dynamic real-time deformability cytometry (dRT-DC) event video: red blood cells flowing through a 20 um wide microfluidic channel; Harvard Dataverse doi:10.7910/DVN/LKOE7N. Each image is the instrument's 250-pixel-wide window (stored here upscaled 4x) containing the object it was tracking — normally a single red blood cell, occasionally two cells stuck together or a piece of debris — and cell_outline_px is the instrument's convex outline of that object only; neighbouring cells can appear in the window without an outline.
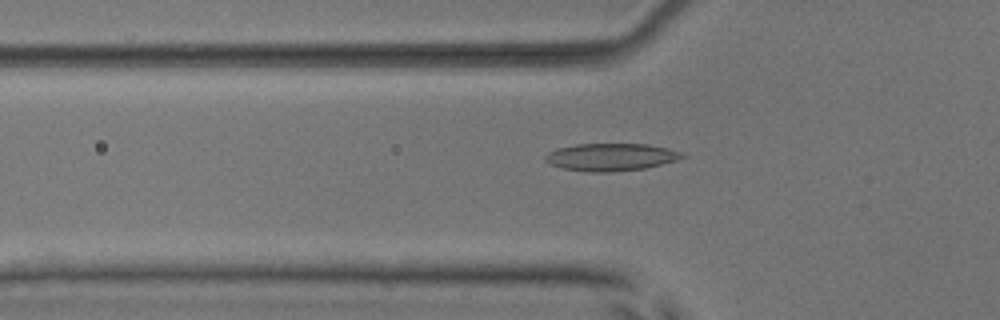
{"species": "common noctule bat (a hibernating species)", "species_latin": "Nyctalus noctula", "temperature_condition": "room temperature", "stored_images_in_passage": 26, "camera_frame_rate_fps": 3000, "um_per_image_px": 0.085, "animal": {"sex": "male", "body_mass_g": 17.9, "forearm_length_mm": 54.2}, "frame": {"image": 1, "passage_image": 2, "time_ms": 0.333, "image_size_px": [1000, 320], "cell_outline_px": [[688, 156], [676, 160], [644, 168], [608, 172], [588, 172], [564, 168], [552, 164], [544, 160], [544, 156], [548, 152], [556, 148], [576, 144], [648, 144], [668, 148], [684, 152]], "centroid_in_image_um": [51.94, 13.34], "position_along_channel_um": 73.9, "area_um2": 21.91}}
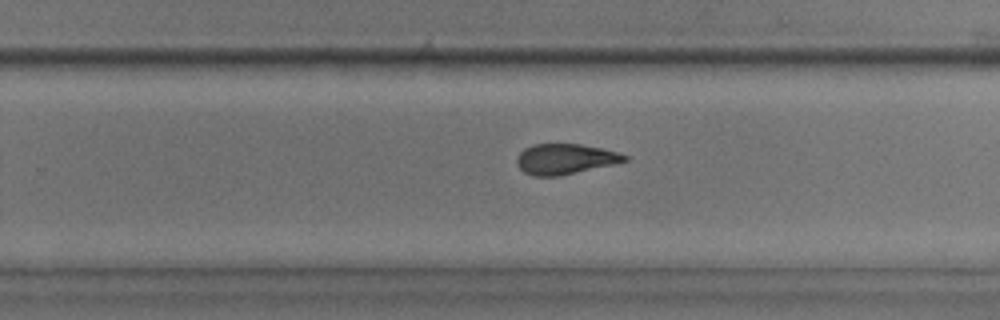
{"frame": {"image": 2, "passage_image": 18, "time_ms": 5.667, "image_size_px": [1000, 320], "cell_outline_px": [[628, 160], [612, 164], [560, 176], [532, 176], [524, 172], [516, 164], [516, 160], [520, 152], [524, 148], [532, 144], [580, 144], [600, 148], [616, 152], [628, 156]], "centroid_in_image_um": [47.98, 13.52], "position_along_channel_um": 281.8, "area_um2": 18.96}}
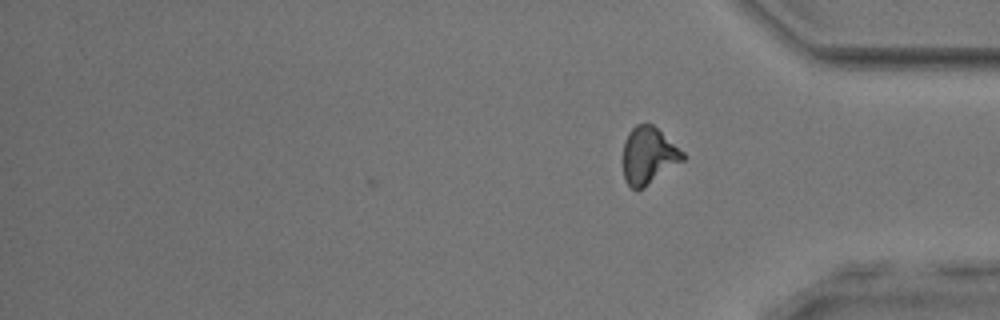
{"frame": {"image": 3, "passage_image": 26, "time_ms": 8.333, "image_size_px": [1000, 320], "cell_outline_px": [[688, 156], [684, 160], [644, 188], [632, 188], [624, 180], [624, 140], [628, 132], [636, 124], [652, 124], [684, 152]], "centroid_in_image_um": [55.14, 13.22], "position_along_channel_um": 380.1, "area_um2": 19.77}, "authors_computed_cell_mechanics": {"area_um2": 19.7676, "velocity_mm_per_s": 3.9064, "shape_relaxation_time_tau1_ms": 6.045, "shape_relaxation_time_tau2_ms": 1.8371, "deformation_change_tau1": 0.1519, "deformation_change_tau2": 0.0817}}